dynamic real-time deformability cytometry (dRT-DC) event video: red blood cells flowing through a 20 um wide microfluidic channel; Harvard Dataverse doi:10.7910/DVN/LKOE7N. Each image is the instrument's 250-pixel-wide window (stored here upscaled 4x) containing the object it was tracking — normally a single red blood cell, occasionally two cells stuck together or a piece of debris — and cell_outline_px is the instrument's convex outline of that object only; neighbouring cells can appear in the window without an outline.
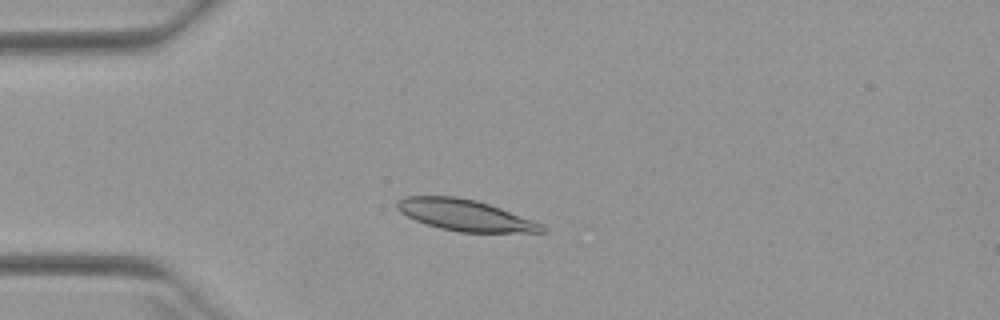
{"species": "Egyptian fruit bat (a non-hibernating species)", "species_latin": "Rousettus aegyptiacus", "temperature_condition": "warm", "stored_images_in_passage": 50, "camera_frame_rate_fps": 3000, "um_per_image_px": 0.085, "animal": {"sex": "female"}, "frame": {"image": 1, "passage_image": 12, "time_ms": 3.667, "image_size_px": [1000, 320], "cell_outline_px": [[548, 232], [460, 232], [440, 228], [416, 220], [400, 212], [396, 208], [396, 200], [404, 196], [456, 196], [476, 200], [500, 208], [544, 224], [548, 228]], "centroid_in_image_um": [39.54, 18.28], "position_along_channel_um": 45.5, "area_um2": 26.36}}
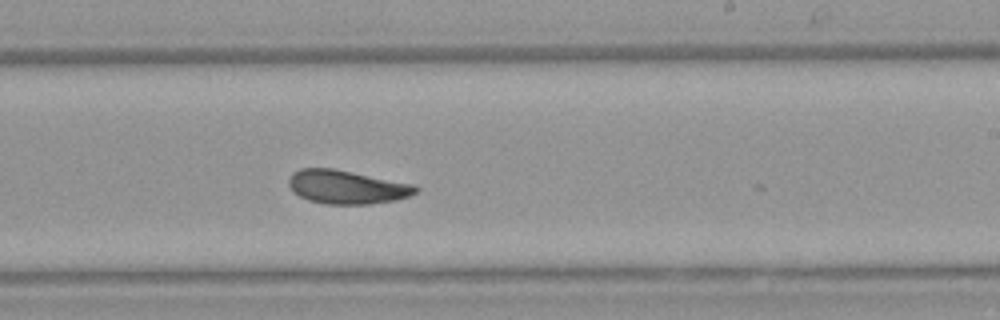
{"frame": {"image": 2, "passage_image": 30, "time_ms": 9.667, "image_size_px": [1000, 320], "cell_outline_px": [[420, 188], [416, 192], [408, 196], [396, 200], [368, 204], [324, 204], [308, 200], [300, 196], [288, 184], [288, 180], [292, 172], [300, 168], [332, 168], [416, 184]], "centroid_in_image_um": [29.5, 15.89], "position_along_channel_um": 259.5, "area_um2": 24.91}}
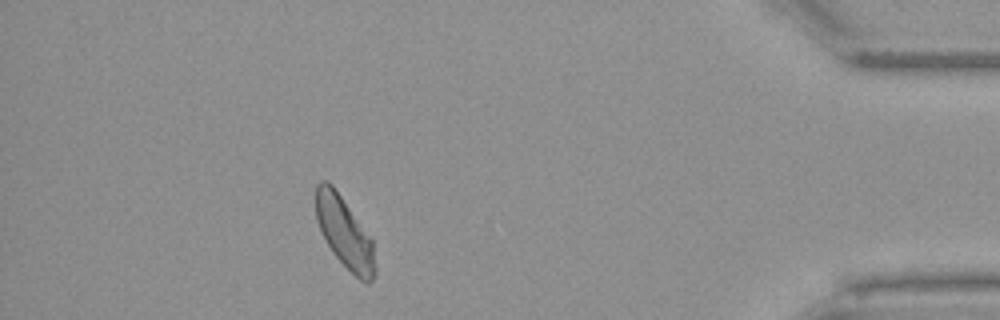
{"frame": {"image": 3, "passage_image": 45, "time_ms": 14.667, "image_size_px": [1000, 320], "cell_outline_px": [[376, 276], [368, 284], [360, 280], [332, 252], [316, 220], [316, 184], [320, 180], [328, 180], [332, 184], [372, 236], [376, 268]], "centroid_in_image_um": [29.32, 19.75], "position_along_channel_um": 405.9, "area_um2": 24.68}, "authors_computed_cell_mechanics": {"area_um2": 25.2586, "velocity_mm_per_s": 3.9175, "shape_relaxation_time_tau1_ms": 6.1691, "shape_relaxation_time_tau2_ms": 1.6908, "deformation_change_tau1": 0.1439, "deformation_change_tau2": 0.063}}